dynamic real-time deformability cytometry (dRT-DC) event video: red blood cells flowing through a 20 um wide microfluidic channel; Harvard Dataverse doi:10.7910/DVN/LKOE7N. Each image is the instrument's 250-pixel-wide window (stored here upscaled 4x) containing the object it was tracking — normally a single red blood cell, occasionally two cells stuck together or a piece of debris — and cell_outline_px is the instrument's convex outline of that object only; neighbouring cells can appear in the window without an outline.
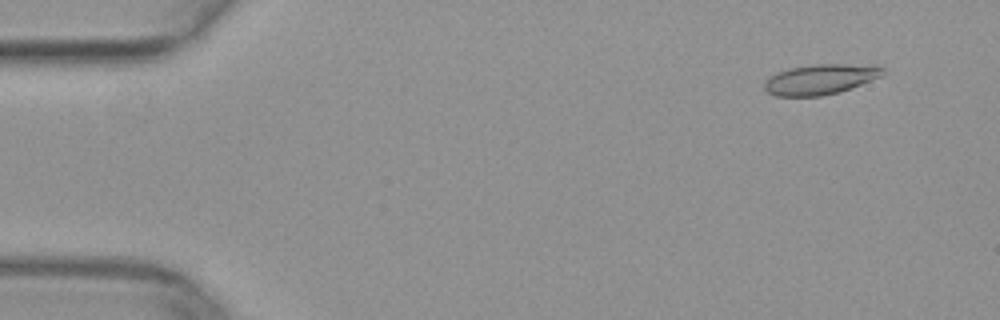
{"species": "common noctule bat (a hibernating species)", "species_latin": "Nyctalus noctula", "temperature_condition": "warm", "stored_images_in_passage": 52, "camera_frame_rate_fps": 3000, "um_per_image_px": 0.085, "animal": {"sex": "female", "body_mass_g": 29.2, "forearm_length_mm": 56.3}, "frame": {"image": 1, "passage_image": 5, "time_ms": 1.333, "image_size_px": [1000, 320], "cell_outline_px": [[884, 72], [880, 76], [860, 84], [836, 92], [820, 96], [776, 96], [768, 92], [764, 88], [764, 84], [776, 72], [792, 68], [812, 64], [880, 64], [884, 68]], "centroid_in_image_um": [69.76, 6.72], "position_along_channel_um": 15.2, "area_um2": 20.63}}
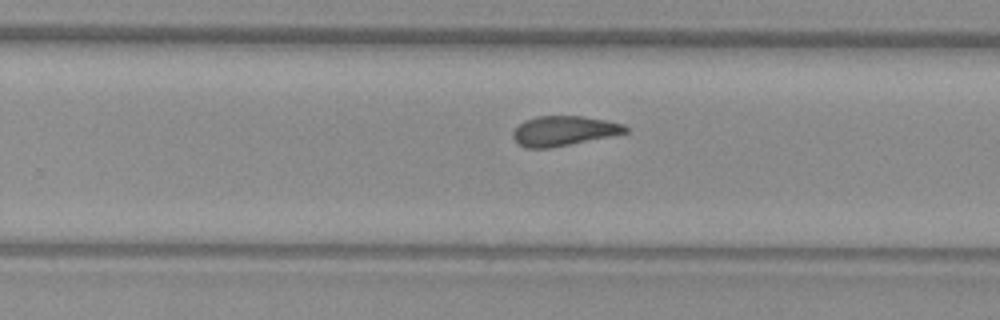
{"frame": {"image": 2, "passage_image": 33, "time_ms": 10.667, "image_size_px": [1000, 320], "cell_outline_px": [[628, 132], [548, 148], [524, 148], [512, 136], [512, 132], [524, 120], [536, 116], [584, 116], [624, 124], [628, 128]], "centroid_in_image_um": [47.89, 11.11], "position_along_channel_um": 281.9, "area_um2": 19.19}}
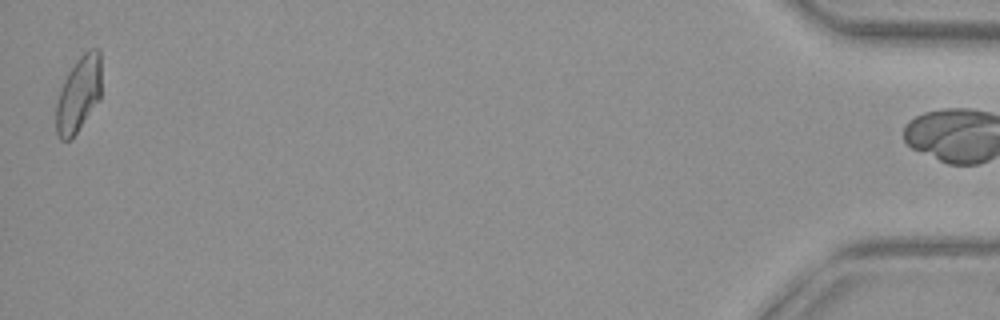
{"frame": {"image": 3, "passage_image": 51, "time_ms": 16.667, "image_size_px": [1000, 320], "cell_outline_px": [[100, 100], [76, 132], [68, 140], [60, 140], [56, 132], [56, 104], [60, 88], [68, 72], [76, 60], [88, 48], [100, 48]], "centroid_in_image_um": [6.68, 7.97], "position_along_channel_um": 428.5, "area_um2": 19.94}}